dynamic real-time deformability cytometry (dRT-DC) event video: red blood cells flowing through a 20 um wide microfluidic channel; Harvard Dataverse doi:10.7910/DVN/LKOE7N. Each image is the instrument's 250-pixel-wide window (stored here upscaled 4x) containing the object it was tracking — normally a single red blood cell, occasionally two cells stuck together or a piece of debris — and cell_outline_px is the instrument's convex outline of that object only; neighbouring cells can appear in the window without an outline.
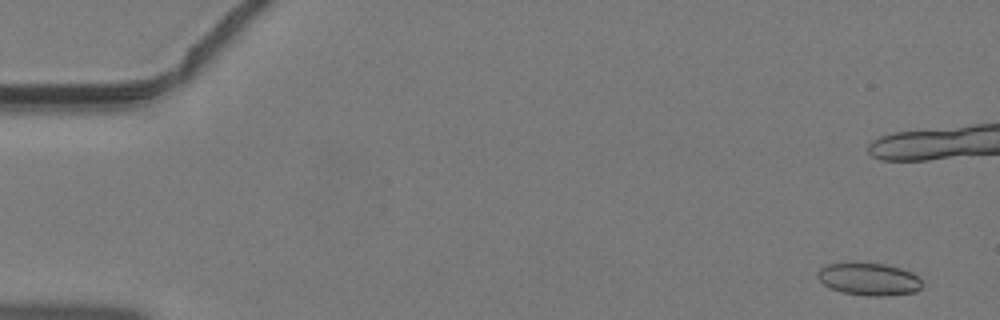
{"species": "common noctule bat (a hibernating species)", "species_latin": "Nyctalus noctula", "temperature_condition": "warm", "stored_images_in_passage": 13, "camera_frame_rate_fps": 3000, "um_per_image_px": 0.085, "animal": {"sex": "male", "body_mass_g": 19.2, "forearm_length_mm": 51.8}, "frame": {"image": 1, "passage_image": 3, "time_ms": 0.667, "image_size_px": [1000, 320], "cell_outline_px": [[920, 288], [916, 292], [884, 296], [868, 296], [840, 292], [824, 284], [816, 276], [816, 272], [820, 268], [828, 264], [884, 264], [900, 268], [916, 276], [920, 280]], "centroid_in_image_um": [73.82, 23.75], "position_along_channel_um": 11.2, "area_um2": 19.31}}